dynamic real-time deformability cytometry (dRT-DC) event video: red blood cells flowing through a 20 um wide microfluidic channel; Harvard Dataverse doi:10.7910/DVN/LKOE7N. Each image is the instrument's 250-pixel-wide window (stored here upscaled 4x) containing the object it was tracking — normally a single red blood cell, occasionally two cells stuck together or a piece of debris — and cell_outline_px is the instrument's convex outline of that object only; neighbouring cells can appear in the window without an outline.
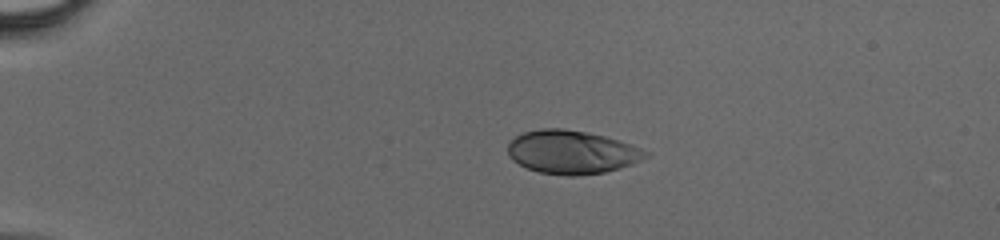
{"species": "human", "species_latin": "Homo sapiens", "temperature_condition": "cold", "stored_images_in_passage": 36, "camera_frame_rate_fps": 3000, "um_per_image_px": 0.085, "donor": {"sex": "male"}, "frame": {"image": 1, "passage_image": 1, "time_ms": 0.0, "image_size_px": [1000, 240], "cell_outline_px": [[652, 152], [648, 156], [632, 164], [620, 168], [604, 172], [576, 176], [564, 176], [540, 172], [528, 168], [512, 160], [508, 152], [508, 144], [516, 136], [524, 132], [540, 128], [564, 128], [604, 136]], "centroid_in_image_um": [48.6, 12.93], "position_along_channel_um": 36.4, "area_um2": 34.68}}
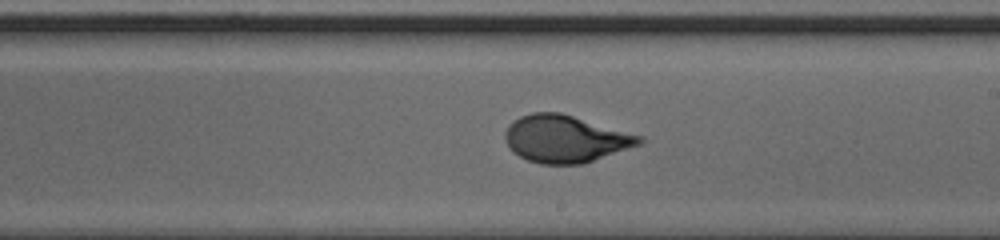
{"frame": {"image": 2, "passage_image": 19, "time_ms": 6.0, "image_size_px": [1000, 240], "cell_outline_px": [[644, 140], [640, 144], [584, 164], [540, 164], [528, 160], [512, 152], [504, 136], [504, 132], [508, 124], [512, 120], [520, 116], [532, 112], [560, 112], [644, 136]], "centroid_in_image_um": [48.04, 11.79], "position_along_channel_um": 241.0, "area_um2": 37.11}}
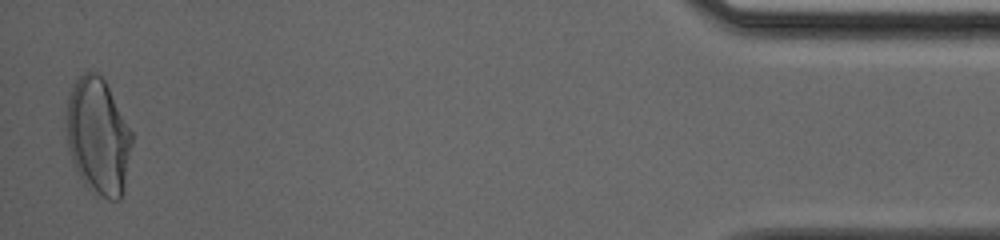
{"frame": {"image": 3, "passage_image": 36, "time_ms": 11.667, "image_size_px": [1000, 240], "cell_outline_px": [[132, 144], [124, 192], [120, 200], [108, 200], [92, 192], [84, 184], [76, 172], [68, 148], [68, 96], [76, 80], [88, 68], [96, 72], [104, 80], [132, 132]], "centroid_in_image_um": [8.36, 11.64], "position_along_channel_um": 426.8, "area_um2": 44.39}}